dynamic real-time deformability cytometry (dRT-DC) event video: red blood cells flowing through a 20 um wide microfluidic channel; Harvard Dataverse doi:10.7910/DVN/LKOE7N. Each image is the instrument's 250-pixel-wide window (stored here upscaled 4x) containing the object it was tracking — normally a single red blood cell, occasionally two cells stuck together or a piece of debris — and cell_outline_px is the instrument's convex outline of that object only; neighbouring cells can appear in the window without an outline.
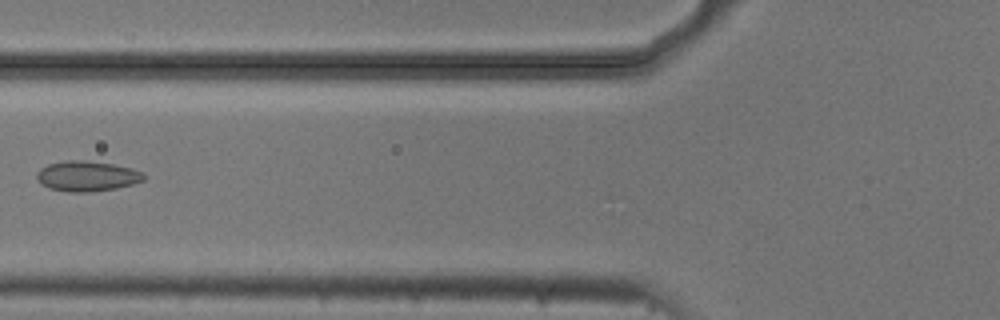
{"species": "common noctule bat (a hibernating species)", "species_latin": "Nyctalus noctula", "temperature_condition": "cold", "stored_images_in_passage": 7, "camera_frame_rate_fps": 3000, "um_per_image_px": 0.085, "animal": {"sex": "male", "body_mass_g": 20.5, "forearm_length_mm": 52.5}, "frame": {"image": 1, "passage_image": 6, "time_ms": 1.667, "image_size_px": [1000, 320], "cell_outline_px": [[144, 180], [132, 184], [116, 188], [92, 192], [68, 192], [48, 188], [36, 176], [36, 172], [40, 168], [48, 164], [64, 160], [84, 160], [112, 164], [132, 168], [144, 172]], "centroid_in_image_um": [7.4, 14.96], "position_along_channel_um": 118.4, "area_um2": 18.9}}
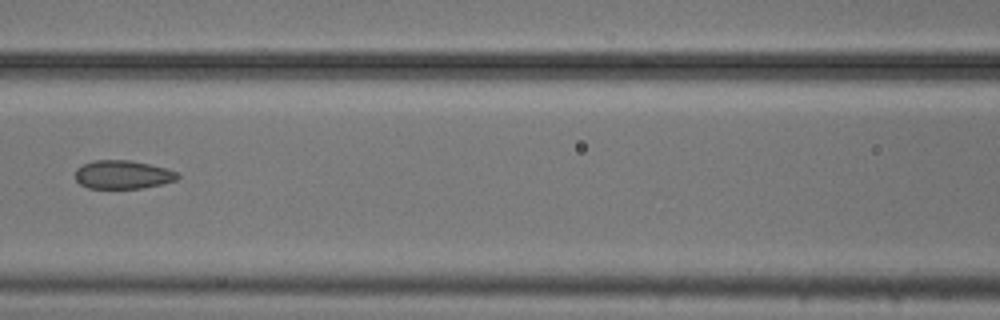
{"frame": {"image": 2, "passage_image": 7, "time_ms": 2.0, "image_size_px": [1000, 320], "cell_outline_px": [[180, 176], [176, 180], [144, 188], [88, 188], [80, 184], [76, 180], [76, 168], [92, 160], [128, 160], [168, 168], [176, 172]], "centroid_in_image_um": [10.43, 14.84], "position_along_channel_um": 156.2, "area_um2": 16.94}}